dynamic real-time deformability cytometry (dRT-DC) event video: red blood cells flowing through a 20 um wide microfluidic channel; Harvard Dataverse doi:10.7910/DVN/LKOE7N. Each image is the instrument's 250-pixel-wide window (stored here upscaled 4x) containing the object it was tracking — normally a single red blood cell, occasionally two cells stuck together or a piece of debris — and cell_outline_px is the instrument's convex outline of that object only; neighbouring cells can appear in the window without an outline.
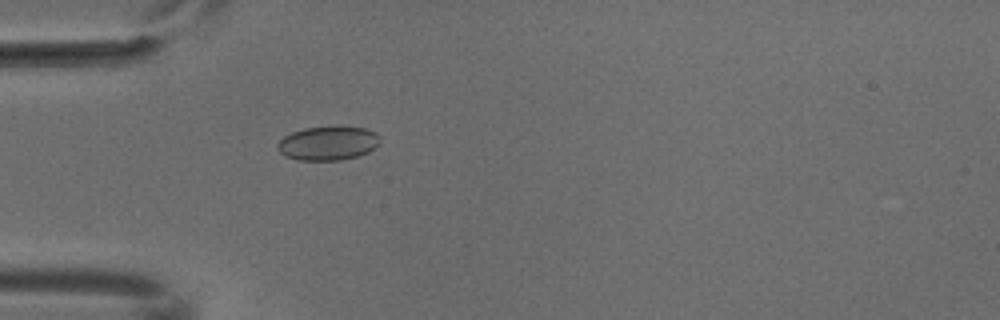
{"species": "common noctule bat (a hibernating species)", "species_latin": "Nyctalus noctula", "temperature_condition": "cold", "stored_images_in_passage": 4, "camera_frame_rate_fps": 3000, "um_per_image_px": 0.085, "animal": {"sex": "male", "body_mass_g": 18.8}, "frame": {"image": 1, "passage_image": 4, "time_ms": 1.0, "image_size_px": [1000, 320], "cell_outline_px": [[380, 144], [376, 148], [368, 152], [356, 156], [340, 160], [296, 160], [284, 156], [276, 148], [276, 144], [284, 136], [292, 132], [304, 128], [336, 124], [364, 128], [376, 132], [380, 136]], "centroid_in_image_um": [27.89, 12.14], "position_along_channel_um": 57.1, "area_um2": 20.98}}